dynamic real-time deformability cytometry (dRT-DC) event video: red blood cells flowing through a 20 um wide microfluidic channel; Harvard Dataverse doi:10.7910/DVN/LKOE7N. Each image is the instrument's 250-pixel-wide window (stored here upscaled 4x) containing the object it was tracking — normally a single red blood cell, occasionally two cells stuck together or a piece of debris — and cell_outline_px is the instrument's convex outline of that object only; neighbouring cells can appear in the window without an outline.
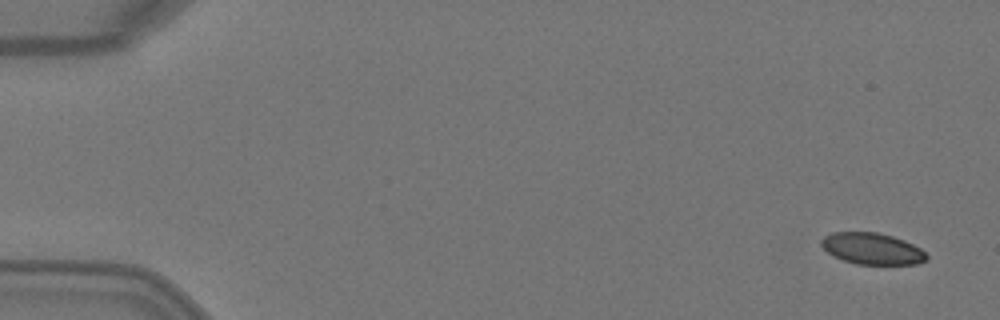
{"species": "Egyptian fruit bat (a non-hibernating species)", "species_latin": "Rousettus aegyptiacus", "temperature_condition": "warm", "stored_images_in_passage": 5, "camera_frame_rate_fps": 3000, "um_per_image_px": 0.085, "animal": {"sex": "female"}, "frame": {"image": 1, "passage_image": 1, "time_ms": 0.0, "image_size_px": [1000, 320], "cell_outline_px": [[928, 256], [920, 264], [856, 264], [832, 256], [820, 244], [820, 240], [824, 236], [832, 232], [876, 232], [892, 236], [904, 240], [920, 248]], "centroid_in_image_um": [74.1, 21.13], "position_along_channel_um": 10.9, "area_um2": 19.25}}